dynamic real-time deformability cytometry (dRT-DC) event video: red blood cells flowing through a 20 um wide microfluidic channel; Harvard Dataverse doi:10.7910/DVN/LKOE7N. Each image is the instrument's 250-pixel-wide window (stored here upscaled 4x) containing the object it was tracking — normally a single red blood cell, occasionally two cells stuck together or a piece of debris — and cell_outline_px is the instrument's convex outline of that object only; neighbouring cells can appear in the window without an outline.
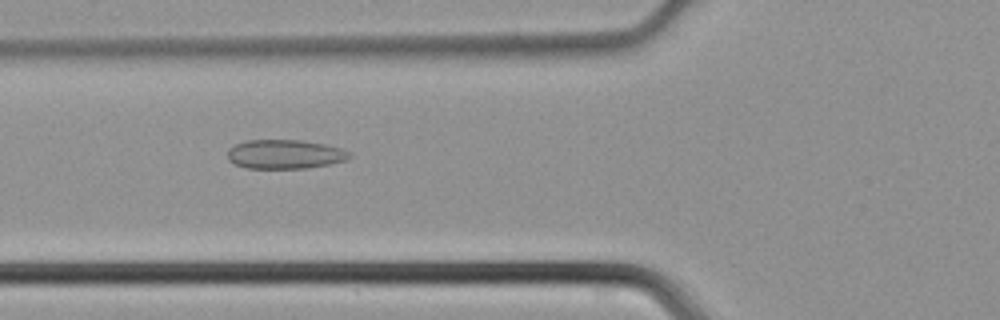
{"species": "common noctule bat (a hibernating species)", "species_latin": "Nyctalus noctula", "temperature_condition": "cold", "stored_images_in_passage": 45, "camera_frame_rate_fps": 3000, "um_per_image_px": 0.085, "animal": {"sex": "male", "body_mass_g": 21.5, "forearm_length_mm": 52.0}, "frame": {"image": 1, "passage_image": 17, "time_ms": 5.333, "image_size_px": [1000, 320], "cell_outline_px": [[352, 156], [348, 160], [308, 168], [248, 168], [236, 164], [228, 160], [228, 148], [244, 140], [304, 140], [324, 144], [340, 148], [348, 152]], "centroid_in_image_um": [24.21, 13.1], "position_along_channel_um": 101.6, "area_um2": 20.69}}
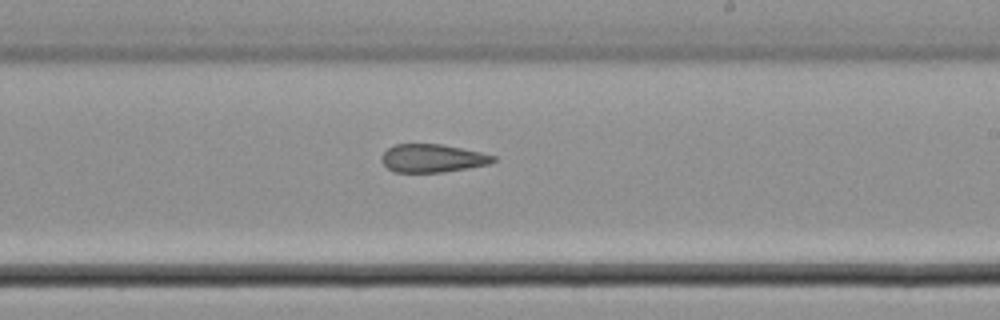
{"frame": {"image": 2, "passage_image": 27, "time_ms": 8.667, "image_size_px": [1000, 320], "cell_outline_px": [[496, 160], [488, 164], [468, 168], [440, 172], [396, 172], [388, 168], [380, 160], [380, 156], [388, 148], [396, 144], [440, 144], [480, 152], [496, 156]], "centroid_in_image_um": [36.74, 13.45], "position_along_channel_um": 252.3, "area_um2": 18.15}}
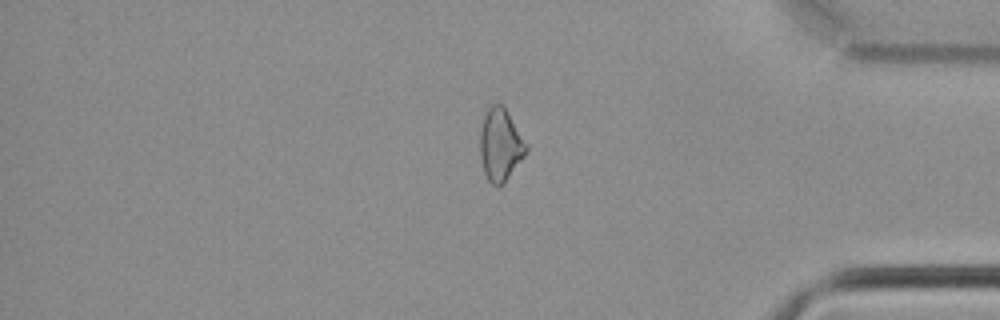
{"frame": {"image": 3, "passage_image": 38, "time_ms": 12.333, "image_size_px": [1000, 320], "cell_outline_px": [[528, 148], [524, 156], [508, 176], [500, 184], [492, 184], [488, 180], [484, 172], [480, 156], [480, 132], [484, 116], [488, 108], [492, 104], [504, 104], [528, 144]], "centroid_in_image_um": [42.54, 12.24], "position_along_channel_um": 392.7, "area_um2": 19.31}}